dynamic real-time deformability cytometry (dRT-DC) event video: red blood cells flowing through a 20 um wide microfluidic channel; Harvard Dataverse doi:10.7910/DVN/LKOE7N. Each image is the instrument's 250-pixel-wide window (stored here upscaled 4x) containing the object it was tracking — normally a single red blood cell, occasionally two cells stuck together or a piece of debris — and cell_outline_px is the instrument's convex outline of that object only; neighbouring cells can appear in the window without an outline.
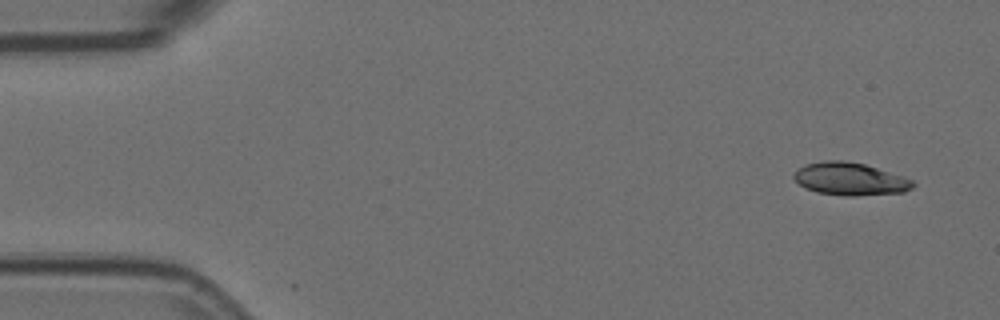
{"species": "Egyptian fruit bat (a non-hibernating species)", "species_latin": "Rousettus aegyptiacus", "temperature_condition": "room temperature", "stored_images_in_passage": 6, "camera_frame_rate_fps": 3000, "um_per_image_px": 0.085, "animal": {"sex": "female"}, "frame": {"image": 1, "passage_image": 1, "time_ms": 0.0, "image_size_px": [1000, 320], "cell_outline_px": [[916, 184], [912, 188], [904, 192], [856, 196], [844, 196], [816, 192], [804, 188], [792, 176], [804, 164], [824, 160], [844, 160], [864, 164], [912, 180]], "centroid_in_image_um": [72.23, 15.22], "position_along_channel_um": 12.8, "area_um2": 22.54}}
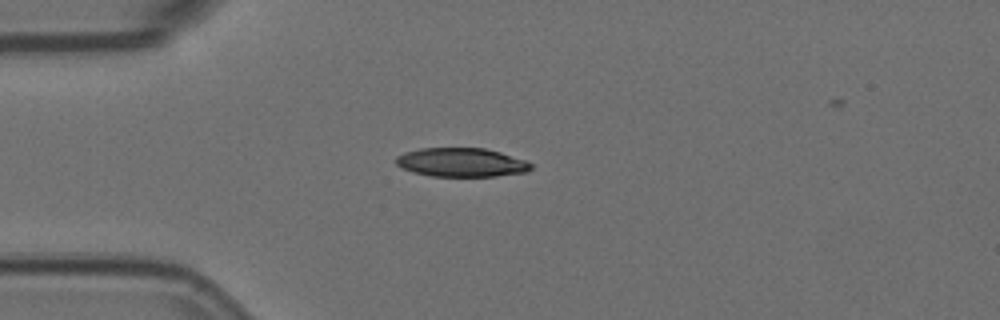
{"frame": {"image": 2, "passage_image": 4, "time_ms": 1.0, "image_size_px": [1000, 320], "cell_outline_px": [[532, 168], [528, 172], [496, 176], [432, 176], [412, 172], [396, 164], [396, 156], [404, 152], [420, 148], [484, 148], [500, 152], [524, 160], [532, 164]], "centroid_in_image_um": [39.22, 13.8], "position_along_channel_um": 45.8, "area_um2": 22.66}}
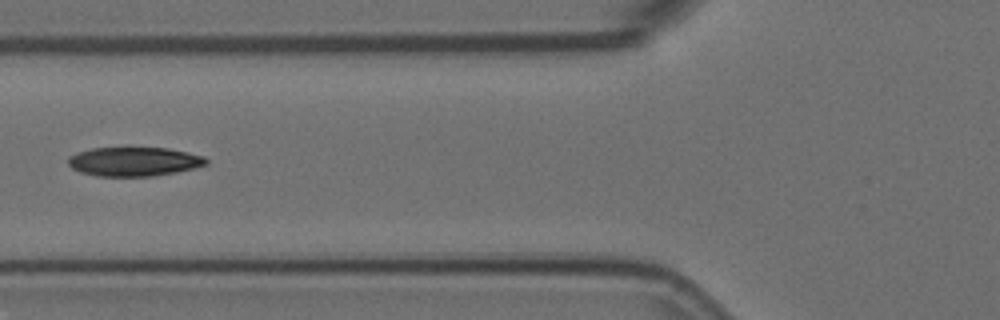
{"frame": {"image": 3, "passage_image": 6, "time_ms": 1.667, "image_size_px": [1000, 320], "cell_outline_px": [[208, 164], [176, 172], [152, 176], [96, 176], [80, 172], [72, 168], [68, 164], [68, 156], [76, 152], [92, 148], [128, 144], [168, 148], [188, 152], [204, 156], [208, 160]], "centroid_in_image_um": [11.35, 13.67], "position_along_channel_um": 114.4, "area_um2": 24.51}}